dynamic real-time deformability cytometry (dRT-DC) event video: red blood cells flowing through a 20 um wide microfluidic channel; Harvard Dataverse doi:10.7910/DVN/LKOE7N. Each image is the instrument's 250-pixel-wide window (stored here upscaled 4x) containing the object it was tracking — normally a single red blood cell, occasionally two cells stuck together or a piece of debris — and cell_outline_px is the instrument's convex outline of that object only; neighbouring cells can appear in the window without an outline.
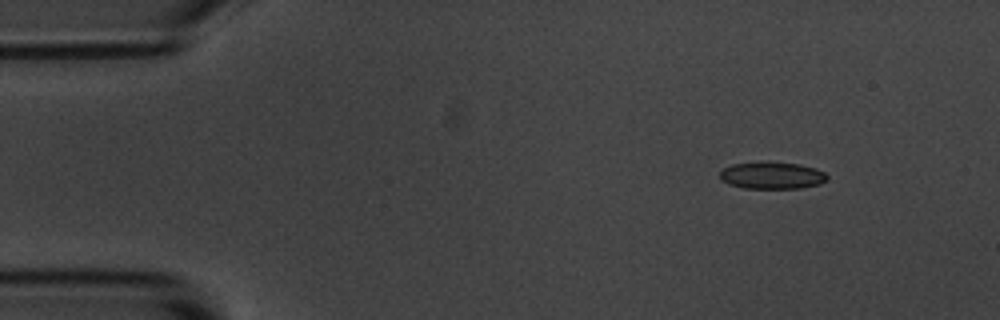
{"species": "common noctule bat (a hibernating species)", "species_latin": "Nyctalus noctula", "temperature_condition": "room temperature", "stored_images_in_passage": 6, "camera_frame_rate_fps": 3000, "um_per_image_px": 0.085, "animal": {"sex": "male", "body_mass_g": 20.1, "forearm_length_mm": 53.5}, "frame": {"image": 1, "passage_image": 1, "time_ms": 0.0, "image_size_px": [1000, 320], "cell_outline_px": [[828, 176], [820, 184], [800, 188], [744, 188], [728, 184], [720, 180], [720, 172], [724, 168], [732, 164], [800, 164], [816, 168], [824, 172]], "centroid_in_image_um": [65.62, 14.95], "position_along_channel_um": 19.4, "area_um2": 16.24}}
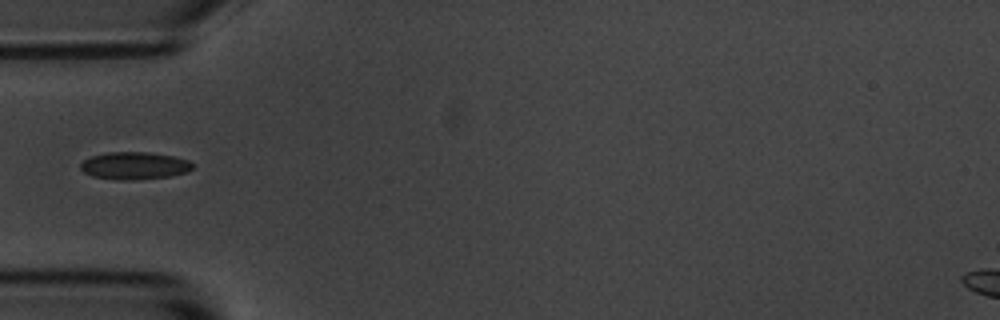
{"frame": {"image": 2, "passage_image": 4, "time_ms": 3.667, "image_size_px": [1000, 320], "cell_outline_px": [[196, 164], [188, 172], [172, 176], [132, 180], [120, 180], [92, 176], [84, 172], [80, 168], [80, 164], [84, 160], [92, 156], [108, 152], [148, 152], [172, 156], [188, 160]], "centroid_in_image_um": [11.46, 14.08], "position_along_channel_um": 73.5, "area_um2": 17.98}}
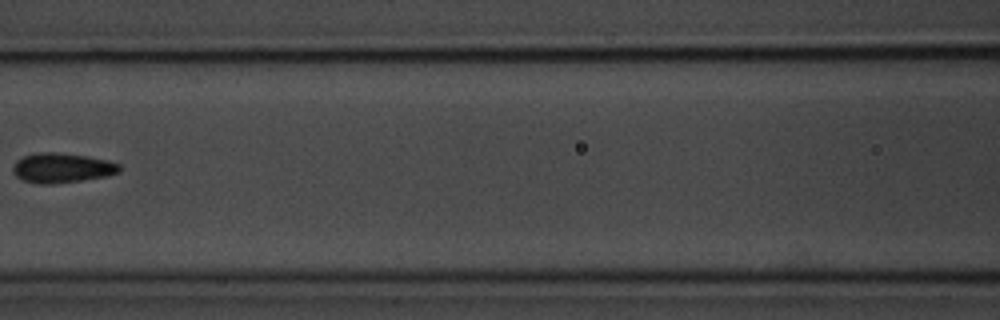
{"frame": {"image": 3, "passage_image": 6, "time_ms": 6.0, "image_size_px": [1000, 320], "cell_outline_px": [[120, 172], [104, 176], [80, 180], [52, 184], [40, 184], [24, 180], [16, 176], [12, 172], [12, 168], [16, 160], [24, 156], [40, 152], [56, 152], [88, 156], [108, 160], [120, 164]], "centroid_in_image_um": [5.25, 14.26], "position_along_channel_um": 161.3, "area_um2": 18.38}}